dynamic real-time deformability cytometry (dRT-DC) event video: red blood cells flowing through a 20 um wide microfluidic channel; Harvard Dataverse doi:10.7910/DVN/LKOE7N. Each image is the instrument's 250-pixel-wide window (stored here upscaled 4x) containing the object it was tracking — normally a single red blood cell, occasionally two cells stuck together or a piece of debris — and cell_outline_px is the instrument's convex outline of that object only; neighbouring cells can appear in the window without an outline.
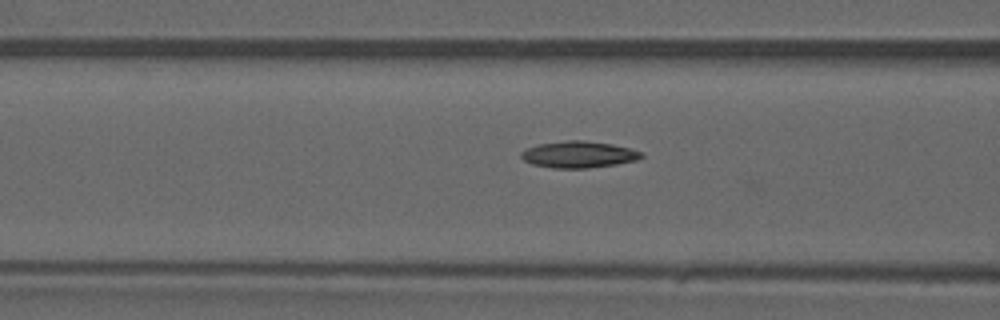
{"species": "common noctule bat (a hibernating species)", "species_latin": "Nyctalus noctula", "temperature_condition": "warm", "stored_images_in_passage": 34, "camera_frame_rate_fps": 3000, "um_per_image_px": 0.085, "animal": {"sex": "male", "forearm_length_mm": 52.5}, "frame": {"image": 1, "passage_image": 6, "time_ms": 1.667, "image_size_px": [1000, 320], "cell_outline_px": [[644, 156], [636, 160], [616, 164], [588, 168], [552, 168], [532, 164], [524, 160], [520, 156], [520, 152], [528, 148], [540, 144], [568, 140], [584, 140], [612, 144], [632, 148], [640, 152]], "centroid_in_image_um": [49.19, 13.13], "position_along_channel_um": 117.4, "area_um2": 18.55}}